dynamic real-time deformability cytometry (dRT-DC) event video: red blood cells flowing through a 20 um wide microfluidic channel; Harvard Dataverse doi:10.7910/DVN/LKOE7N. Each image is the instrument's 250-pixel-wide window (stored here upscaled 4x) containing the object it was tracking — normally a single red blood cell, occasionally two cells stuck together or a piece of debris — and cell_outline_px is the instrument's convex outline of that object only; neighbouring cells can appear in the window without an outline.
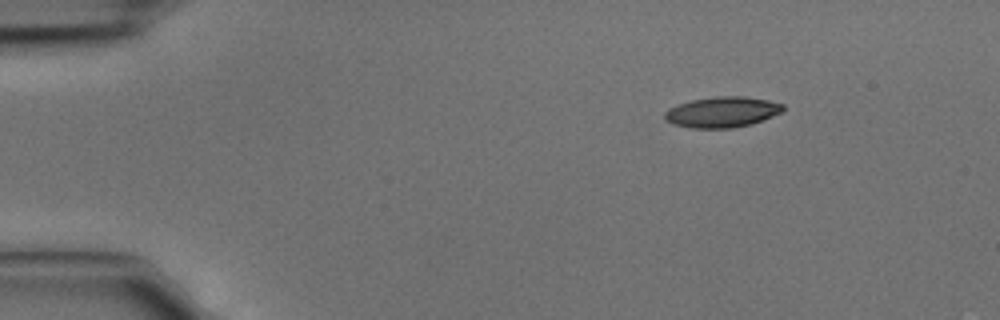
{"species": "common noctule bat (a hibernating species)", "species_latin": "Nyctalus noctula", "temperature_condition": "cold", "stored_images_in_passage": 2, "camera_frame_rate_fps": 3000, "um_per_image_px": 0.085, "animal": {"sex": "male", "body_mass_g": 15.6}, "frame": {"image": 1, "passage_image": 1, "time_ms": 0.0, "image_size_px": [1000, 320], "cell_outline_px": [[784, 112], [752, 124], [732, 128], [692, 128], [672, 124], [664, 120], [664, 112], [668, 108], [692, 100], [716, 96], [744, 96], [768, 100], [784, 104]], "centroid_in_image_um": [61.4, 9.53], "position_along_channel_um": 23.6, "area_um2": 21.33}}